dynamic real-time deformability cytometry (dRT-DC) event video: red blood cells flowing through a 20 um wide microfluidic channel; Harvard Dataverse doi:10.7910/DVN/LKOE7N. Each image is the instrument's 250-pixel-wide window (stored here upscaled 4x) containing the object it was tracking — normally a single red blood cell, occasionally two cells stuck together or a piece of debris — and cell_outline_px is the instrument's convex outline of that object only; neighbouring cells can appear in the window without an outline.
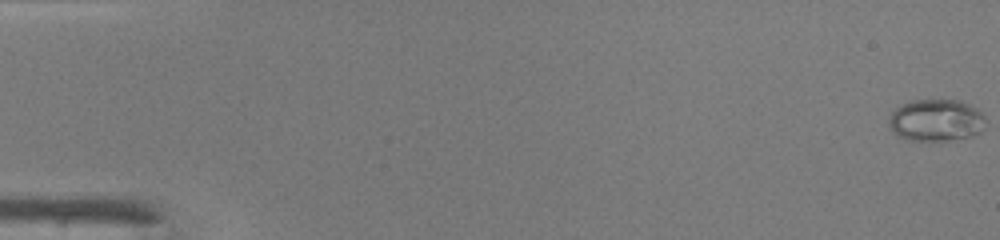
{"species": "common noctule bat (a hibernating species)", "species_latin": "Nyctalus noctula", "temperature_condition": "warm", "stored_images_in_passage": 48, "camera_frame_rate_fps": 3000, "um_per_image_px": 0.085, "animal": {"sex": "male", "body_mass_g": 19.0, "forearm_length_mm": 50.8}, "frame": {"image": 1, "passage_image": 1, "time_ms": 0.0, "image_size_px": [1000, 240], "cell_outline_px": [[984, 128], [980, 132], [968, 136], [948, 140], [908, 140], [896, 136], [888, 124], [888, 120], [892, 112], [896, 108], [912, 100], [960, 100], [976, 108], [984, 116]], "centroid_in_image_um": [79.54, 10.22], "position_along_channel_um": 5.5, "area_um2": 23.52}}
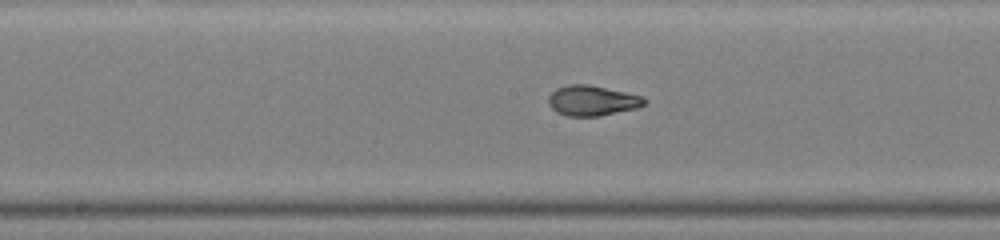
{"frame": {"image": 2, "passage_image": 26, "time_ms": 8.333, "image_size_px": [1000, 240], "cell_outline_px": [[648, 100], [644, 104], [636, 108], [600, 116], [568, 116], [556, 112], [548, 104], [548, 96], [556, 88], [568, 84], [588, 84], [624, 92], [640, 96]], "centroid_in_image_um": [50.29, 8.55], "position_along_channel_um": 197.9, "area_um2": 16.82}}
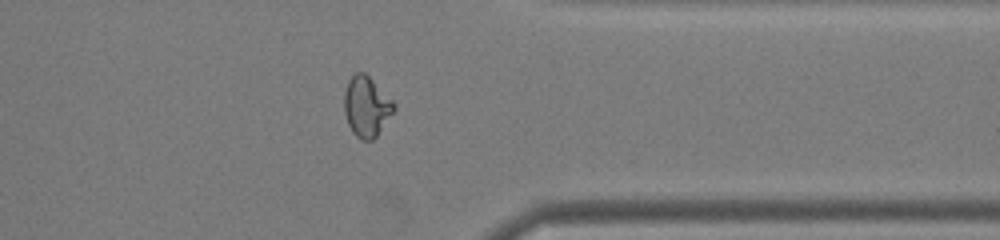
{"frame": {"image": 3, "passage_image": 39, "time_ms": 12.667, "image_size_px": [1000, 240], "cell_outline_px": [[396, 108], [376, 136], [372, 140], [360, 140], [352, 132], [348, 124], [344, 112], [344, 92], [348, 80], [356, 72], [364, 72], [396, 104]], "centroid_in_image_um": [31.13, 9.06], "position_along_channel_um": 380.3, "area_um2": 17.34}, "authors_computed_cell_mechanics": {"area_um2": 18.2648, "velocity_mm_per_s": 4.3378, "shape_relaxation_time_tau1_ms": 6.1474, "shape_relaxation_time_tau2_ms": null, "deformation_change_tau1": 0.2667, "deformation_change_tau2": null}}